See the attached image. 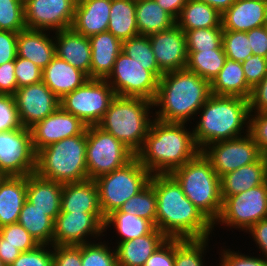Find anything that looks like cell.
I'll use <instances>...</instances> for the list:
<instances>
[{
  "label": "cell",
  "instance_id": "1",
  "mask_svg": "<svg viewBox=\"0 0 267 266\" xmlns=\"http://www.w3.org/2000/svg\"><path fill=\"white\" fill-rule=\"evenodd\" d=\"M149 182L157 196L156 228L167 238L213 237V224L185 196L171 174H153Z\"/></svg>",
  "mask_w": 267,
  "mask_h": 266
},
{
  "label": "cell",
  "instance_id": "2",
  "mask_svg": "<svg viewBox=\"0 0 267 266\" xmlns=\"http://www.w3.org/2000/svg\"><path fill=\"white\" fill-rule=\"evenodd\" d=\"M197 146L190 123L152 121L142 148L135 154L139 162L153 174H170L195 158Z\"/></svg>",
  "mask_w": 267,
  "mask_h": 266
},
{
  "label": "cell",
  "instance_id": "3",
  "mask_svg": "<svg viewBox=\"0 0 267 266\" xmlns=\"http://www.w3.org/2000/svg\"><path fill=\"white\" fill-rule=\"evenodd\" d=\"M210 95V82L198 74L187 69L166 72L158 81L153 100L154 118L192 125Z\"/></svg>",
  "mask_w": 267,
  "mask_h": 266
},
{
  "label": "cell",
  "instance_id": "4",
  "mask_svg": "<svg viewBox=\"0 0 267 266\" xmlns=\"http://www.w3.org/2000/svg\"><path fill=\"white\" fill-rule=\"evenodd\" d=\"M249 114L248 99L211 94L192 126L200 151L212 143L248 134Z\"/></svg>",
  "mask_w": 267,
  "mask_h": 266
},
{
  "label": "cell",
  "instance_id": "5",
  "mask_svg": "<svg viewBox=\"0 0 267 266\" xmlns=\"http://www.w3.org/2000/svg\"><path fill=\"white\" fill-rule=\"evenodd\" d=\"M153 110V102L147 99L116 96L97 126L136 154L154 120Z\"/></svg>",
  "mask_w": 267,
  "mask_h": 266
},
{
  "label": "cell",
  "instance_id": "6",
  "mask_svg": "<svg viewBox=\"0 0 267 266\" xmlns=\"http://www.w3.org/2000/svg\"><path fill=\"white\" fill-rule=\"evenodd\" d=\"M185 196L214 224L222 211L221 179L200 152L170 173Z\"/></svg>",
  "mask_w": 267,
  "mask_h": 266
},
{
  "label": "cell",
  "instance_id": "7",
  "mask_svg": "<svg viewBox=\"0 0 267 266\" xmlns=\"http://www.w3.org/2000/svg\"><path fill=\"white\" fill-rule=\"evenodd\" d=\"M86 147L85 129L80 135L62 139L39 150L36 153L35 173L62 184L89 179Z\"/></svg>",
  "mask_w": 267,
  "mask_h": 266
},
{
  "label": "cell",
  "instance_id": "8",
  "mask_svg": "<svg viewBox=\"0 0 267 266\" xmlns=\"http://www.w3.org/2000/svg\"><path fill=\"white\" fill-rule=\"evenodd\" d=\"M151 173L134 157L122 168L95 179L104 218L119 210L129 198L139 193L150 181Z\"/></svg>",
  "mask_w": 267,
  "mask_h": 266
},
{
  "label": "cell",
  "instance_id": "9",
  "mask_svg": "<svg viewBox=\"0 0 267 266\" xmlns=\"http://www.w3.org/2000/svg\"><path fill=\"white\" fill-rule=\"evenodd\" d=\"M86 164L88 178L97 177L122 168L135 154L112 134L97 125L86 128Z\"/></svg>",
  "mask_w": 267,
  "mask_h": 266
},
{
  "label": "cell",
  "instance_id": "10",
  "mask_svg": "<svg viewBox=\"0 0 267 266\" xmlns=\"http://www.w3.org/2000/svg\"><path fill=\"white\" fill-rule=\"evenodd\" d=\"M267 218V182L237 195L226 197L222 202V211L213 224L227 227L232 231L246 233L255 223ZM223 226V227H220Z\"/></svg>",
  "mask_w": 267,
  "mask_h": 266
},
{
  "label": "cell",
  "instance_id": "11",
  "mask_svg": "<svg viewBox=\"0 0 267 266\" xmlns=\"http://www.w3.org/2000/svg\"><path fill=\"white\" fill-rule=\"evenodd\" d=\"M116 94L105 79H88L60 99V106L87 126L97 125Z\"/></svg>",
  "mask_w": 267,
  "mask_h": 266
},
{
  "label": "cell",
  "instance_id": "12",
  "mask_svg": "<svg viewBox=\"0 0 267 266\" xmlns=\"http://www.w3.org/2000/svg\"><path fill=\"white\" fill-rule=\"evenodd\" d=\"M116 96L154 100L158 90V79L146 66L121 52L114 63L112 72L105 79Z\"/></svg>",
  "mask_w": 267,
  "mask_h": 266
},
{
  "label": "cell",
  "instance_id": "13",
  "mask_svg": "<svg viewBox=\"0 0 267 266\" xmlns=\"http://www.w3.org/2000/svg\"><path fill=\"white\" fill-rule=\"evenodd\" d=\"M35 168L36 152L30 129L0 132V171L7 176H27L35 173Z\"/></svg>",
  "mask_w": 267,
  "mask_h": 266
},
{
  "label": "cell",
  "instance_id": "14",
  "mask_svg": "<svg viewBox=\"0 0 267 266\" xmlns=\"http://www.w3.org/2000/svg\"><path fill=\"white\" fill-rule=\"evenodd\" d=\"M104 220L102 213L60 212L54 220L53 246H78L101 239Z\"/></svg>",
  "mask_w": 267,
  "mask_h": 266
},
{
  "label": "cell",
  "instance_id": "15",
  "mask_svg": "<svg viewBox=\"0 0 267 266\" xmlns=\"http://www.w3.org/2000/svg\"><path fill=\"white\" fill-rule=\"evenodd\" d=\"M201 152L211 162L220 178L226 173L256 162L262 156L258 145L249 134L212 143Z\"/></svg>",
  "mask_w": 267,
  "mask_h": 266
},
{
  "label": "cell",
  "instance_id": "16",
  "mask_svg": "<svg viewBox=\"0 0 267 266\" xmlns=\"http://www.w3.org/2000/svg\"><path fill=\"white\" fill-rule=\"evenodd\" d=\"M77 0H24L26 29L51 32L71 28Z\"/></svg>",
  "mask_w": 267,
  "mask_h": 266
},
{
  "label": "cell",
  "instance_id": "17",
  "mask_svg": "<svg viewBox=\"0 0 267 266\" xmlns=\"http://www.w3.org/2000/svg\"><path fill=\"white\" fill-rule=\"evenodd\" d=\"M14 98L20 124L28 129L54 113L60 106V99L43 81L18 88Z\"/></svg>",
  "mask_w": 267,
  "mask_h": 266
},
{
  "label": "cell",
  "instance_id": "18",
  "mask_svg": "<svg viewBox=\"0 0 267 266\" xmlns=\"http://www.w3.org/2000/svg\"><path fill=\"white\" fill-rule=\"evenodd\" d=\"M86 128L87 125L77 116L59 106L54 113L30 128L34 151L37 153L57 141L80 135Z\"/></svg>",
  "mask_w": 267,
  "mask_h": 266
},
{
  "label": "cell",
  "instance_id": "19",
  "mask_svg": "<svg viewBox=\"0 0 267 266\" xmlns=\"http://www.w3.org/2000/svg\"><path fill=\"white\" fill-rule=\"evenodd\" d=\"M148 37L157 64L164 73L186 69L188 61L186 34L177 24Z\"/></svg>",
  "mask_w": 267,
  "mask_h": 266
},
{
  "label": "cell",
  "instance_id": "20",
  "mask_svg": "<svg viewBox=\"0 0 267 266\" xmlns=\"http://www.w3.org/2000/svg\"><path fill=\"white\" fill-rule=\"evenodd\" d=\"M267 25V0H236L221 14L223 30L249 31Z\"/></svg>",
  "mask_w": 267,
  "mask_h": 266
},
{
  "label": "cell",
  "instance_id": "21",
  "mask_svg": "<svg viewBox=\"0 0 267 266\" xmlns=\"http://www.w3.org/2000/svg\"><path fill=\"white\" fill-rule=\"evenodd\" d=\"M56 56L84 72L90 79L91 44L89 37L72 28L54 32Z\"/></svg>",
  "mask_w": 267,
  "mask_h": 266
},
{
  "label": "cell",
  "instance_id": "22",
  "mask_svg": "<svg viewBox=\"0 0 267 266\" xmlns=\"http://www.w3.org/2000/svg\"><path fill=\"white\" fill-rule=\"evenodd\" d=\"M111 0H77L71 28L85 37L108 29Z\"/></svg>",
  "mask_w": 267,
  "mask_h": 266
},
{
  "label": "cell",
  "instance_id": "23",
  "mask_svg": "<svg viewBox=\"0 0 267 266\" xmlns=\"http://www.w3.org/2000/svg\"><path fill=\"white\" fill-rule=\"evenodd\" d=\"M53 34L54 32L47 30L20 31L17 38V56L32 61L43 70L56 56Z\"/></svg>",
  "mask_w": 267,
  "mask_h": 266
},
{
  "label": "cell",
  "instance_id": "24",
  "mask_svg": "<svg viewBox=\"0 0 267 266\" xmlns=\"http://www.w3.org/2000/svg\"><path fill=\"white\" fill-rule=\"evenodd\" d=\"M168 238L156 227L144 236L114 243L118 266H144Z\"/></svg>",
  "mask_w": 267,
  "mask_h": 266
},
{
  "label": "cell",
  "instance_id": "25",
  "mask_svg": "<svg viewBox=\"0 0 267 266\" xmlns=\"http://www.w3.org/2000/svg\"><path fill=\"white\" fill-rule=\"evenodd\" d=\"M91 44L90 79H106L112 72L122 41L109 31L89 37Z\"/></svg>",
  "mask_w": 267,
  "mask_h": 266
},
{
  "label": "cell",
  "instance_id": "26",
  "mask_svg": "<svg viewBox=\"0 0 267 266\" xmlns=\"http://www.w3.org/2000/svg\"><path fill=\"white\" fill-rule=\"evenodd\" d=\"M88 79L84 72L57 56L42 70L43 83L59 99L81 87Z\"/></svg>",
  "mask_w": 267,
  "mask_h": 266
},
{
  "label": "cell",
  "instance_id": "27",
  "mask_svg": "<svg viewBox=\"0 0 267 266\" xmlns=\"http://www.w3.org/2000/svg\"><path fill=\"white\" fill-rule=\"evenodd\" d=\"M61 212L102 213L95 180L64 183Z\"/></svg>",
  "mask_w": 267,
  "mask_h": 266
},
{
  "label": "cell",
  "instance_id": "28",
  "mask_svg": "<svg viewBox=\"0 0 267 266\" xmlns=\"http://www.w3.org/2000/svg\"><path fill=\"white\" fill-rule=\"evenodd\" d=\"M222 200L267 182V156L226 173L221 178Z\"/></svg>",
  "mask_w": 267,
  "mask_h": 266
},
{
  "label": "cell",
  "instance_id": "29",
  "mask_svg": "<svg viewBox=\"0 0 267 266\" xmlns=\"http://www.w3.org/2000/svg\"><path fill=\"white\" fill-rule=\"evenodd\" d=\"M63 184L38 176L36 173L27 175L26 199L40 211L47 212L53 220L61 212Z\"/></svg>",
  "mask_w": 267,
  "mask_h": 266
},
{
  "label": "cell",
  "instance_id": "30",
  "mask_svg": "<svg viewBox=\"0 0 267 266\" xmlns=\"http://www.w3.org/2000/svg\"><path fill=\"white\" fill-rule=\"evenodd\" d=\"M27 195V176H7L0 185V228L17 223Z\"/></svg>",
  "mask_w": 267,
  "mask_h": 266
},
{
  "label": "cell",
  "instance_id": "31",
  "mask_svg": "<svg viewBox=\"0 0 267 266\" xmlns=\"http://www.w3.org/2000/svg\"><path fill=\"white\" fill-rule=\"evenodd\" d=\"M211 94L249 99L252 88L247 84L240 62L226 59L219 74L212 80Z\"/></svg>",
  "mask_w": 267,
  "mask_h": 266
},
{
  "label": "cell",
  "instance_id": "32",
  "mask_svg": "<svg viewBox=\"0 0 267 266\" xmlns=\"http://www.w3.org/2000/svg\"><path fill=\"white\" fill-rule=\"evenodd\" d=\"M103 227L104 237L107 234L108 228L116 232L115 235H117V237L115 243L144 236L155 228L150 221L137 217L136 215L120 212L119 210L113 211L105 217Z\"/></svg>",
  "mask_w": 267,
  "mask_h": 266
},
{
  "label": "cell",
  "instance_id": "33",
  "mask_svg": "<svg viewBox=\"0 0 267 266\" xmlns=\"http://www.w3.org/2000/svg\"><path fill=\"white\" fill-rule=\"evenodd\" d=\"M136 23L139 35L148 36L171 28L176 20L155 0H136Z\"/></svg>",
  "mask_w": 267,
  "mask_h": 266
},
{
  "label": "cell",
  "instance_id": "34",
  "mask_svg": "<svg viewBox=\"0 0 267 266\" xmlns=\"http://www.w3.org/2000/svg\"><path fill=\"white\" fill-rule=\"evenodd\" d=\"M107 31L122 42L139 35L136 23V0H111Z\"/></svg>",
  "mask_w": 267,
  "mask_h": 266
},
{
  "label": "cell",
  "instance_id": "35",
  "mask_svg": "<svg viewBox=\"0 0 267 266\" xmlns=\"http://www.w3.org/2000/svg\"><path fill=\"white\" fill-rule=\"evenodd\" d=\"M176 24L184 31L221 26V13L197 0H187Z\"/></svg>",
  "mask_w": 267,
  "mask_h": 266
},
{
  "label": "cell",
  "instance_id": "36",
  "mask_svg": "<svg viewBox=\"0 0 267 266\" xmlns=\"http://www.w3.org/2000/svg\"><path fill=\"white\" fill-rule=\"evenodd\" d=\"M18 223L30 233L39 245H53L54 220L25 200Z\"/></svg>",
  "mask_w": 267,
  "mask_h": 266
},
{
  "label": "cell",
  "instance_id": "37",
  "mask_svg": "<svg viewBox=\"0 0 267 266\" xmlns=\"http://www.w3.org/2000/svg\"><path fill=\"white\" fill-rule=\"evenodd\" d=\"M188 61L186 69L198 74L210 83L219 74L227 59L224 49L206 51H187Z\"/></svg>",
  "mask_w": 267,
  "mask_h": 266
},
{
  "label": "cell",
  "instance_id": "38",
  "mask_svg": "<svg viewBox=\"0 0 267 266\" xmlns=\"http://www.w3.org/2000/svg\"><path fill=\"white\" fill-rule=\"evenodd\" d=\"M211 238L178 239L175 238L174 266H207L206 253L209 252Z\"/></svg>",
  "mask_w": 267,
  "mask_h": 266
},
{
  "label": "cell",
  "instance_id": "39",
  "mask_svg": "<svg viewBox=\"0 0 267 266\" xmlns=\"http://www.w3.org/2000/svg\"><path fill=\"white\" fill-rule=\"evenodd\" d=\"M122 52L139 64L146 66L158 80L164 74L159 68L148 36L138 35L122 42Z\"/></svg>",
  "mask_w": 267,
  "mask_h": 266
},
{
  "label": "cell",
  "instance_id": "40",
  "mask_svg": "<svg viewBox=\"0 0 267 266\" xmlns=\"http://www.w3.org/2000/svg\"><path fill=\"white\" fill-rule=\"evenodd\" d=\"M156 204L155 189L149 182L139 193L125 201L119 211L144 218L156 227Z\"/></svg>",
  "mask_w": 267,
  "mask_h": 266
},
{
  "label": "cell",
  "instance_id": "41",
  "mask_svg": "<svg viewBox=\"0 0 267 266\" xmlns=\"http://www.w3.org/2000/svg\"><path fill=\"white\" fill-rule=\"evenodd\" d=\"M108 242L101 238L81 245L82 266H118L114 242Z\"/></svg>",
  "mask_w": 267,
  "mask_h": 266
},
{
  "label": "cell",
  "instance_id": "42",
  "mask_svg": "<svg viewBox=\"0 0 267 266\" xmlns=\"http://www.w3.org/2000/svg\"><path fill=\"white\" fill-rule=\"evenodd\" d=\"M186 34L187 51H206L223 49L222 27L188 30Z\"/></svg>",
  "mask_w": 267,
  "mask_h": 266
},
{
  "label": "cell",
  "instance_id": "43",
  "mask_svg": "<svg viewBox=\"0 0 267 266\" xmlns=\"http://www.w3.org/2000/svg\"><path fill=\"white\" fill-rule=\"evenodd\" d=\"M222 46L227 59L244 62L253 55L250 41L245 31L223 30Z\"/></svg>",
  "mask_w": 267,
  "mask_h": 266
},
{
  "label": "cell",
  "instance_id": "44",
  "mask_svg": "<svg viewBox=\"0 0 267 266\" xmlns=\"http://www.w3.org/2000/svg\"><path fill=\"white\" fill-rule=\"evenodd\" d=\"M25 29L24 0H0V30L19 33Z\"/></svg>",
  "mask_w": 267,
  "mask_h": 266
},
{
  "label": "cell",
  "instance_id": "45",
  "mask_svg": "<svg viewBox=\"0 0 267 266\" xmlns=\"http://www.w3.org/2000/svg\"><path fill=\"white\" fill-rule=\"evenodd\" d=\"M0 236L2 243H9L20 252L33 250L39 245L18 222L1 227Z\"/></svg>",
  "mask_w": 267,
  "mask_h": 266
},
{
  "label": "cell",
  "instance_id": "46",
  "mask_svg": "<svg viewBox=\"0 0 267 266\" xmlns=\"http://www.w3.org/2000/svg\"><path fill=\"white\" fill-rule=\"evenodd\" d=\"M226 248V249H225ZM221 249V250H220ZM218 249L217 253H219V263L216 266H267V259L262 256L250 254L246 255V253H242L241 251H235L233 249L227 248L226 245L221 246Z\"/></svg>",
  "mask_w": 267,
  "mask_h": 266
},
{
  "label": "cell",
  "instance_id": "47",
  "mask_svg": "<svg viewBox=\"0 0 267 266\" xmlns=\"http://www.w3.org/2000/svg\"><path fill=\"white\" fill-rule=\"evenodd\" d=\"M10 266H53V245H38L33 250L21 252Z\"/></svg>",
  "mask_w": 267,
  "mask_h": 266
},
{
  "label": "cell",
  "instance_id": "48",
  "mask_svg": "<svg viewBox=\"0 0 267 266\" xmlns=\"http://www.w3.org/2000/svg\"><path fill=\"white\" fill-rule=\"evenodd\" d=\"M15 77L17 80V89L42 81V69L32 61L22 58H15Z\"/></svg>",
  "mask_w": 267,
  "mask_h": 266
},
{
  "label": "cell",
  "instance_id": "49",
  "mask_svg": "<svg viewBox=\"0 0 267 266\" xmlns=\"http://www.w3.org/2000/svg\"><path fill=\"white\" fill-rule=\"evenodd\" d=\"M248 134L258 145L262 155L267 156V112H250Z\"/></svg>",
  "mask_w": 267,
  "mask_h": 266
},
{
  "label": "cell",
  "instance_id": "50",
  "mask_svg": "<svg viewBox=\"0 0 267 266\" xmlns=\"http://www.w3.org/2000/svg\"><path fill=\"white\" fill-rule=\"evenodd\" d=\"M22 127L14 96L0 95V132Z\"/></svg>",
  "mask_w": 267,
  "mask_h": 266
},
{
  "label": "cell",
  "instance_id": "51",
  "mask_svg": "<svg viewBox=\"0 0 267 266\" xmlns=\"http://www.w3.org/2000/svg\"><path fill=\"white\" fill-rule=\"evenodd\" d=\"M247 84L253 88L267 74V58L260 55H251L241 63Z\"/></svg>",
  "mask_w": 267,
  "mask_h": 266
},
{
  "label": "cell",
  "instance_id": "52",
  "mask_svg": "<svg viewBox=\"0 0 267 266\" xmlns=\"http://www.w3.org/2000/svg\"><path fill=\"white\" fill-rule=\"evenodd\" d=\"M53 266H82L81 245L53 246Z\"/></svg>",
  "mask_w": 267,
  "mask_h": 266
},
{
  "label": "cell",
  "instance_id": "53",
  "mask_svg": "<svg viewBox=\"0 0 267 266\" xmlns=\"http://www.w3.org/2000/svg\"><path fill=\"white\" fill-rule=\"evenodd\" d=\"M175 238H168L145 262L144 266H174Z\"/></svg>",
  "mask_w": 267,
  "mask_h": 266
},
{
  "label": "cell",
  "instance_id": "54",
  "mask_svg": "<svg viewBox=\"0 0 267 266\" xmlns=\"http://www.w3.org/2000/svg\"><path fill=\"white\" fill-rule=\"evenodd\" d=\"M18 33L0 30V65L17 57Z\"/></svg>",
  "mask_w": 267,
  "mask_h": 266
},
{
  "label": "cell",
  "instance_id": "55",
  "mask_svg": "<svg viewBox=\"0 0 267 266\" xmlns=\"http://www.w3.org/2000/svg\"><path fill=\"white\" fill-rule=\"evenodd\" d=\"M249 101V112L266 113L267 112V74L256 84L251 91Z\"/></svg>",
  "mask_w": 267,
  "mask_h": 266
},
{
  "label": "cell",
  "instance_id": "56",
  "mask_svg": "<svg viewBox=\"0 0 267 266\" xmlns=\"http://www.w3.org/2000/svg\"><path fill=\"white\" fill-rule=\"evenodd\" d=\"M15 60L0 65V95L14 96L17 90Z\"/></svg>",
  "mask_w": 267,
  "mask_h": 266
},
{
  "label": "cell",
  "instance_id": "57",
  "mask_svg": "<svg viewBox=\"0 0 267 266\" xmlns=\"http://www.w3.org/2000/svg\"><path fill=\"white\" fill-rule=\"evenodd\" d=\"M246 234L253 239L255 247H257L256 253L260 252L258 255L267 259V218L255 223Z\"/></svg>",
  "mask_w": 267,
  "mask_h": 266
},
{
  "label": "cell",
  "instance_id": "58",
  "mask_svg": "<svg viewBox=\"0 0 267 266\" xmlns=\"http://www.w3.org/2000/svg\"><path fill=\"white\" fill-rule=\"evenodd\" d=\"M253 55L267 58V25L246 31Z\"/></svg>",
  "mask_w": 267,
  "mask_h": 266
},
{
  "label": "cell",
  "instance_id": "59",
  "mask_svg": "<svg viewBox=\"0 0 267 266\" xmlns=\"http://www.w3.org/2000/svg\"><path fill=\"white\" fill-rule=\"evenodd\" d=\"M20 251L9 243H2L0 236V259L5 266H10L20 255Z\"/></svg>",
  "mask_w": 267,
  "mask_h": 266
},
{
  "label": "cell",
  "instance_id": "60",
  "mask_svg": "<svg viewBox=\"0 0 267 266\" xmlns=\"http://www.w3.org/2000/svg\"><path fill=\"white\" fill-rule=\"evenodd\" d=\"M166 12H168L175 20L181 14L187 0H155Z\"/></svg>",
  "mask_w": 267,
  "mask_h": 266
},
{
  "label": "cell",
  "instance_id": "61",
  "mask_svg": "<svg viewBox=\"0 0 267 266\" xmlns=\"http://www.w3.org/2000/svg\"><path fill=\"white\" fill-rule=\"evenodd\" d=\"M204 2L213 8H215L219 13L226 11L236 0H197Z\"/></svg>",
  "mask_w": 267,
  "mask_h": 266
},
{
  "label": "cell",
  "instance_id": "62",
  "mask_svg": "<svg viewBox=\"0 0 267 266\" xmlns=\"http://www.w3.org/2000/svg\"><path fill=\"white\" fill-rule=\"evenodd\" d=\"M6 177H7V175L5 173H3L2 171H0V185Z\"/></svg>",
  "mask_w": 267,
  "mask_h": 266
},
{
  "label": "cell",
  "instance_id": "63",
  "mask_svg": "<svg viewBox=\"0 0 267 266\" xmlns=\"http://www.w3.org/2000/svg\"><path fill=\"white\" fill-rule=\"evenodd\" d=\"M0 266H5V264L0 259Z\"/></svg>",
  "mask_w": 267,
  "mask_h": 266
}]
</instances>
